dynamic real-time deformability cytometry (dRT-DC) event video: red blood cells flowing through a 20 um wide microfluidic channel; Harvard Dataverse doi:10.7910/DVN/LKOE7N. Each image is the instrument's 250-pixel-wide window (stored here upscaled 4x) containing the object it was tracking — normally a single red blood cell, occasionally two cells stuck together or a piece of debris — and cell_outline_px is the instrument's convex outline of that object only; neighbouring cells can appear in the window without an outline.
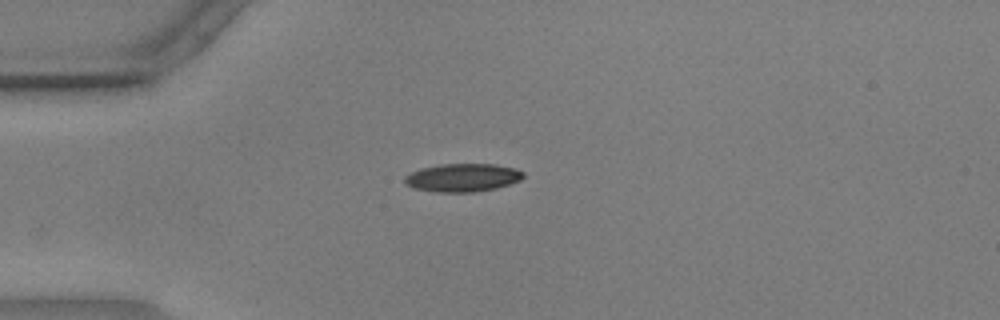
{"species": "common noctule bat (a hibernating species)", "species_latin": "Nyctalus noctula", "temperature_condition": "warm", "stored_images_in_passage": 33, "camera_frame_rate_fps": 3000, "um_per_image_px": 0.085, "animal": {"sex": "male", "body_mass_g": 17.9, "forearm_length_mm": 54.2}, "frame": {"image": 1, "passage_image": 3, "time_ms": 0.667, "image_size_px": [1000, 320], "cell_outline_px": [[524, 176], [520, 180], [496, 188], [472, 192], [436, 192], [412, 188], [404, 184], [404, 176], [412, 172], [424, 168], [440, 164], [496, 164], [516, 168], [524, 172]], "centroid_in_image_um": [39.31, 15.1], "position_along_channel_um": 45.7, "area_um2": 19.48}}
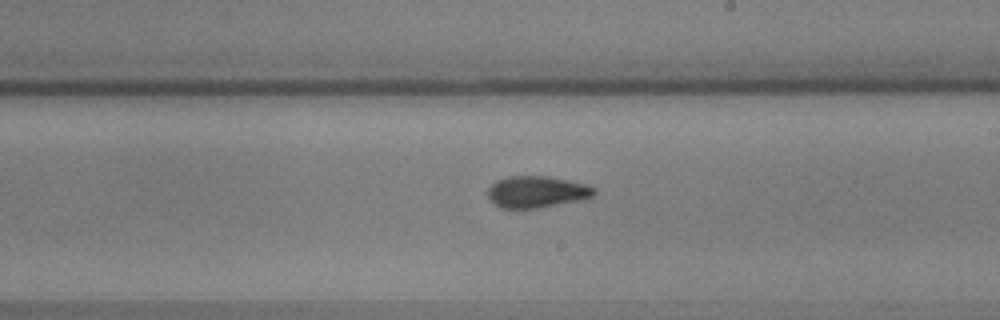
{"frame": {"image": 2, "passage_image": 21, "time_ms": 6.667, "image_size_px": [1000, 320], "cell_outline_px": [[596, 196], [584, 200], [540, 208], [500, 208], [492, 204], [488, 200], [488, 188], [496, 180], [508, 176], [544, 176], [568, 180], [588, 184], [596, 188]], "centroid_in_image_um": [45.65, 16.32], "position_along_channel_um": 243.3, "area_um2": 20.11}}
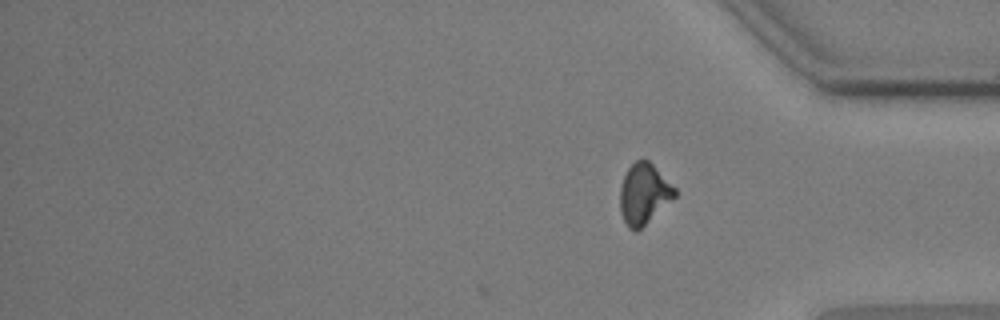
{"frame": {"image": 3, "passage_image": 33, "time_ms": 10.667, "image_size_px": [1000, 320], "cell_outline_px": [[676, 196], [636, 232], [628, 228], [620, 212], [620, 188], [624, 176], [628, 168], [636, 160], [644, 156], [676, 188]], "centroid_in_image_um": [54.72, 16.46], "position_along_channel_um": 380.5, "area_um2": 19.25}, "authors_computed_cell_mechanics": {"area_um2": 19.4786, "velocity_mm_per_s": 3.6048, "shape_relaxation_time_tau1_ms": 5.1935, "shape_relaxation_time_tau2_ms": 2.0685, "deformation_change_tau1": 0.192, "deformation_change_tau2": 0.0862}}